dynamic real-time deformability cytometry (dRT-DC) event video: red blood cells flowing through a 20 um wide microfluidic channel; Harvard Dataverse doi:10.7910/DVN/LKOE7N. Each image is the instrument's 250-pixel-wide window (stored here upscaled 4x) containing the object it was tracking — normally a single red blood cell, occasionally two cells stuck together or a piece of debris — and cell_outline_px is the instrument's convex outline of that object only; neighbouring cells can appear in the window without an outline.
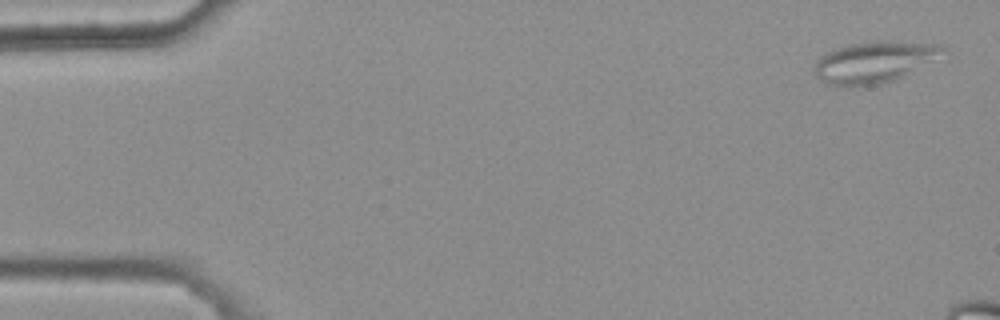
{"species": "common noctule bat (a hibernating species)", "species_latin": "Nyctalus noctula", "temperature_condition": "warm", "stored_images_in_passage": 4, "camera_frame_rate_fps": 3000, "um_per_image_px": 0.085, "animal": {"sex": "female", "body_mass_g": 25.1}, "frame": {"image": 1, "passage_image": 1, "time_ms": 0.0, "image_size_px": [1000, 320], "cell_outline_px": [[948, 48], [904, 76], [880, 84], [824, 84], [812, 72], [812, 68], [816, 60], [824, 52], [848, 44], [876, 40], [896, 40], [940, 44]], "centroid_in_image_um": [74.22, 5.22], "position_along_channel_um": 10.8, "area_um2": 30.63}}